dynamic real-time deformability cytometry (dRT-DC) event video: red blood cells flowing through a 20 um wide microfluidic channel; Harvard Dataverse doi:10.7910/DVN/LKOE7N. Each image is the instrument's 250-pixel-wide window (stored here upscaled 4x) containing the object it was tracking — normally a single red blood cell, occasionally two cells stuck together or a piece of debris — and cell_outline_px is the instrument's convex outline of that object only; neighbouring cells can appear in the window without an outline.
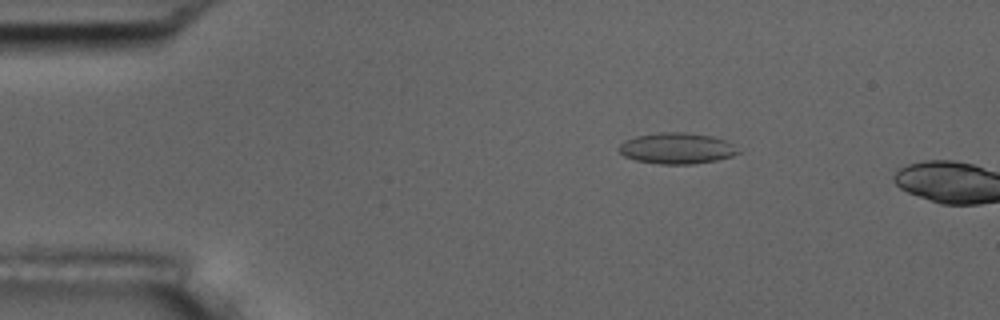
{"species": "common noctule bat (a hibernating species)", "species_latin": "Nyctalus noctula", "temperature_condition": "room temperature", "stored_images_in_passage": 4, "camera_frame_rate_fps": 3000, "um_per_image_px": 0.085, "animal": {"sex": "male", "body_mass_g": 17.5, "forearm_length_mm": 52.3}, "frame": {"image": 1, "passage_image": 3, "time_ms": 2.333, "image_size_px": [1000, 320], "cell_outline_px": [[740, 152], [732, 156], [716, 160], [692, 164], [660, 164], [636, 160], [624, 156], [616, 148], [624, 140], [636, 136], [660, 132], [684, 132], [712, 136], [728, 140]], "centroid_in_image_um": [57.51, 12.6], "position_along_channel_um": 27.5, "area_um2": 21.62}}